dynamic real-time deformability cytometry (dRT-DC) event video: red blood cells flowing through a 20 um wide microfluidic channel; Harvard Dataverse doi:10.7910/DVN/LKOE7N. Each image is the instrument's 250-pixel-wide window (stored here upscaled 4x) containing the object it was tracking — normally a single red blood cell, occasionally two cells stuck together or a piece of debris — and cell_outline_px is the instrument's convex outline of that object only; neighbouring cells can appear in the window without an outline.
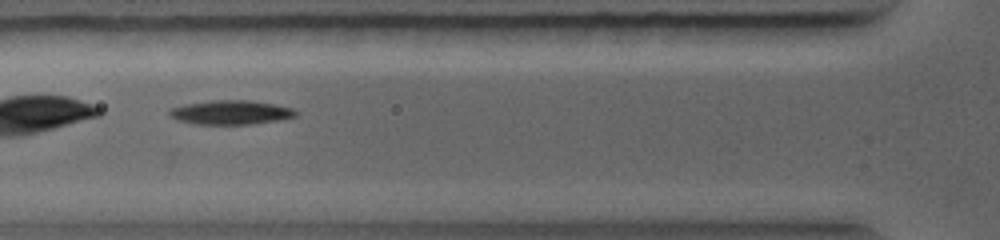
{"species": "common noctule bat (a hibernating species)", "species_latin": "Nyctalus noctula", "temperature_condition": "warm", "stored_images_in_passage": 9, "camera_frame_rate_fps": 5000, "um_per_image_px": 0.085, "animal": {"sex": "female", "body_mass_g": 19.0, "forearm_length_mm": 56.7}, "frame": {"image": 1, "passage_image": 4, "time_ms": 2.0, "image_size_px": [1000, 240], "cell_outline_px": [[300, 112], [296, 116], [276, 120], [248, 124], [192, 124], [176, 120], [168, 116], [168, 108], [184, 104], [212, 100], [248, 100], [272, 104], [292, 108]], "centroid_in_image_um": [19.53, 9.55], "position_along_channel_um": 106.3, "area_um2": 17.86}}
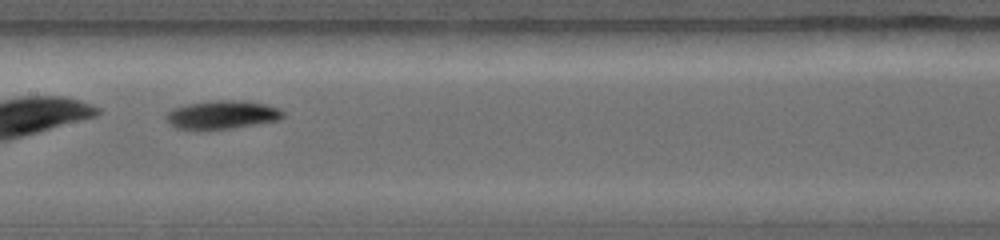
{"frame": {"image": 2, "passage_image": 8, "time_ms": 3.6, "image_size_px": [1000, 240], "cell_outline_px": [[284, 116], [280, 120], [232, 128], [176, 128], [164, 116], [172, 108], [188, 104], [216, 100], [244, 100], [264, 104], [280, 108], [284, 112]], "centroid_in_image_um": [18.94, 9.73], "position_along_channel_um": 188.5, "area_um2": 19.02}}